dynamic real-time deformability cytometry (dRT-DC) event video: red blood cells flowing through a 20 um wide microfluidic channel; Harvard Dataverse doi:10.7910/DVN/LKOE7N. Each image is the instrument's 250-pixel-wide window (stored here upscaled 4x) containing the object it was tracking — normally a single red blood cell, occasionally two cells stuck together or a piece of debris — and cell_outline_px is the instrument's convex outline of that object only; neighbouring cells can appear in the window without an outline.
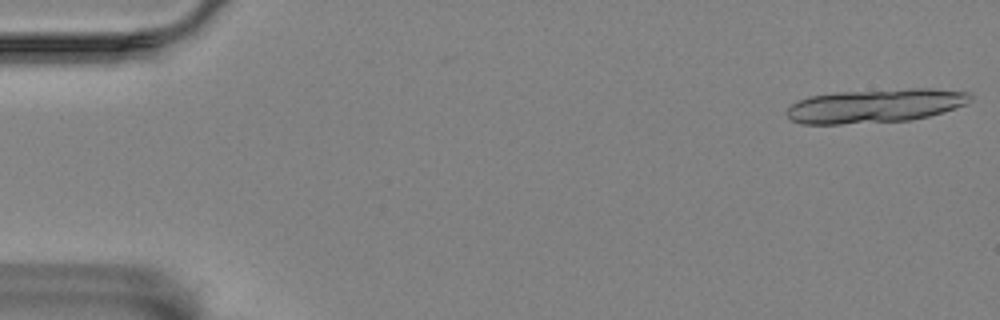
{"species": "Egyptian fruit bat (a non-hibernating species)", "species_latin": "Rousettus aegyptiacus", "temperature_condition": "room temperature", "stored_images_in_passage": 19, "camera_frame_rate_fps": 3000, "um_per_image_px": 0.085, "animal": {"sex": "female"}, "frame": {"image": 1, "passage_image": 1, "time_ms": 0.0, "image_size_px": [1000, 320], "cell_outline_px": [[972, 100], [968, 104], [928, 116], [912, 120], [840, 124], [800, 124], [792, 120], [784, 112], [792, 104], [808, 96], [836, 92], [908, 88], [932, 88], [968, 92], [972, 96]], "centroid_in_image_um": [74.41, 8.98], "position_along_channel_um": 10.6, "area_um2": 36.41}}